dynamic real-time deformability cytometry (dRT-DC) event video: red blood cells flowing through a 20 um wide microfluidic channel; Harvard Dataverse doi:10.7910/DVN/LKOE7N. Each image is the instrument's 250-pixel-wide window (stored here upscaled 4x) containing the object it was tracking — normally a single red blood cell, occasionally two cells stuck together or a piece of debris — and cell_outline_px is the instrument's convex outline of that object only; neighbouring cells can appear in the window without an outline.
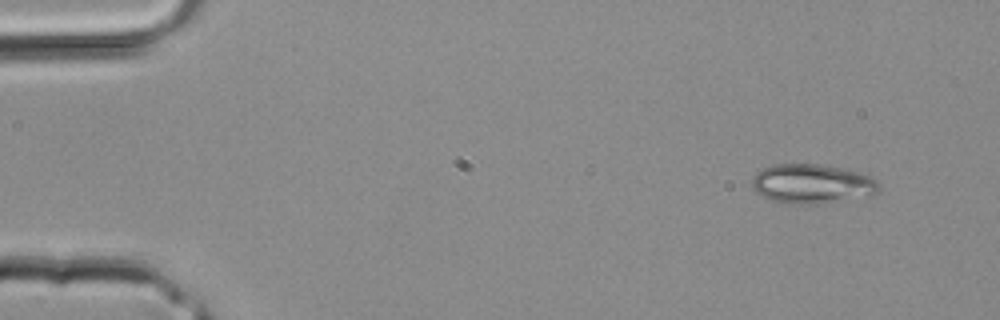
{"species": "common noctule bat (a hibernating species)", "species_latin": "Nyctalus noctula", "temperature_condition": "room temperature", "stored_images_in_passage": 3, "camera_frame_rate_fps": 3000, "um_per_image_px": 0.085, "animal": {"sex": "male", "body_mass_g": 20.4}, "frame": {"image": 1, "passage_image": 1, "time_ms": 0.0, "image_size_px": [1000, 320], "cell_outline_px": [[880, 188], [876, 192], [816, 204], [796, 204], [772, 200], [756, 192], [752, 188], [752, 176], [756, 172], [764, 168], [776, 164], [816, 164], [840, 168], [860, 172], [872, 176], [880, 184]], "centroid_in_image_um": [68.97, 15.6], "position_along_channel_um": 16.0, "area_um2": 28.5}}